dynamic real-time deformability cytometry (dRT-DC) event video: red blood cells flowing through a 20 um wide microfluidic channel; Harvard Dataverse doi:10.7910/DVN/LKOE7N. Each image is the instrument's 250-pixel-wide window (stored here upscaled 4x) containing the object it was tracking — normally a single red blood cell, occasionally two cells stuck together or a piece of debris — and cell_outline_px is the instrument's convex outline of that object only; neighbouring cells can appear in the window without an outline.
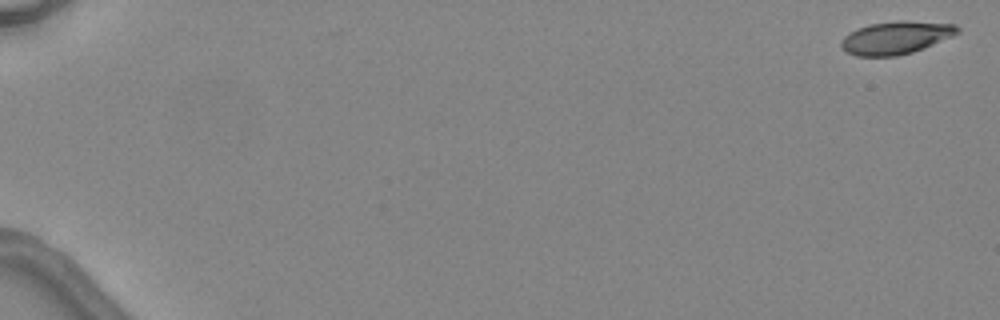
{"species": "common noctule bat (a hibernating species)", "species_latin": "Nyctalus noctula", "temperature_condition": "warm", "stored_images_in_passage": 3, "camera_frame_rate_fps": 3000, "um_per_image_px": 0.085, "animal": {"sex": "female", "body_mass_g": 24.6, "forearm_length_mm": 56.2}, "frame": {"image": 1, "passage_image": 1, "time_ms": 0.0, "image_size_px": [1000, 320], "cell_outline_px": [[960, 32], [952, 36], [912, 52], [896, 56], [856, 56], [848, 52], [840, 44], [840, 40], [844, 36], [860, 28], [872, 24], [956, 24], [960, 28]], "centroid_in_image_um": [76.11, 3.27], "position_along_channel_um": 8.9, "area_um2": 20.63}}